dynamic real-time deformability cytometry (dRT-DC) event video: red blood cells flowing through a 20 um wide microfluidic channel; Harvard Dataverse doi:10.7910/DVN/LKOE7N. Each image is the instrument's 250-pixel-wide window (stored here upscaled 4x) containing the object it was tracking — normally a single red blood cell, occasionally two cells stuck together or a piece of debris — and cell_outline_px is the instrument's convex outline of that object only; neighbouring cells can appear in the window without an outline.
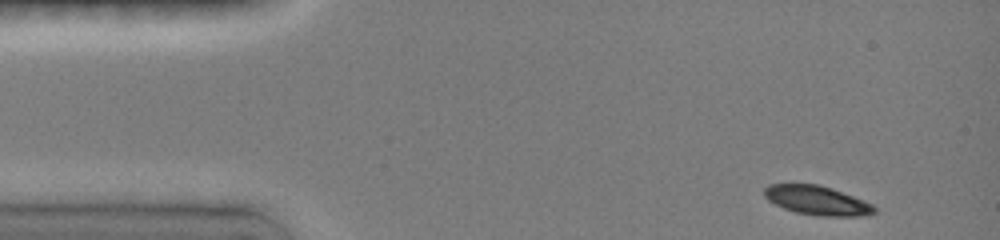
{"species": "common noctule bat (a hibernating species)", "species_latin": "Nyctalus noctula", "temperature_condition": "room temperature", "stored_images_in_passage": 32, "camera_frame_rate_fps": 3000, "um_per_image_px": 0.085, "animal": {"sex": "female", "body_mass_g": 19.0, "forearm_length_mm": 51.5}, "frame": {"image": 1, "passage_image": 1, "time_ms": 0.0, "image_size_px": [1000, 240], "cell_outline_px": [[876, 212], [864, 216], [816, 216], [796, 212], [784, 208], [768, 200], [764, 196], [764, 188], [768, 184], [820, 184], [832, 188], [864, 200], [872, 204], [876, 208]], "centroid_in_image_um": [69.46, 17.03], "position_along_channel_um": 15.5, "area_um2": 18.79}}
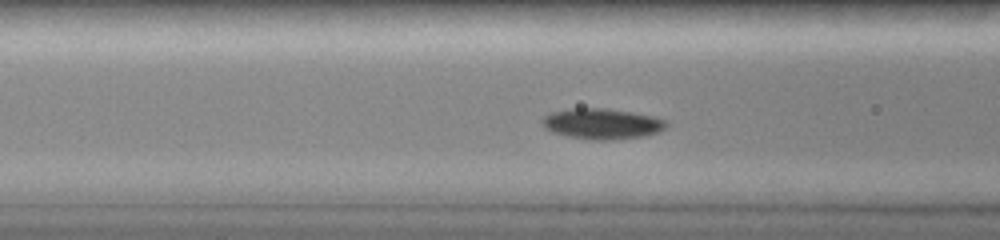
{"frame": {"image": 2, "passage_image": 16, "time_ms": 4.667, "image_size_px": [1000, 240], "cell_outline_px": [[668, 124], [660, 132], [644, 136], [612, 140], [588, 140], [568, 136], [552, 132], [544, 128], [540, 120], [548, 112], [568, 108], [608, 108], [656, 116], [664, 120]], "centroid_in_image_um": [51.14, 10.51], "position_along_channel_um": 115.5, "area_um2": 22.6}}
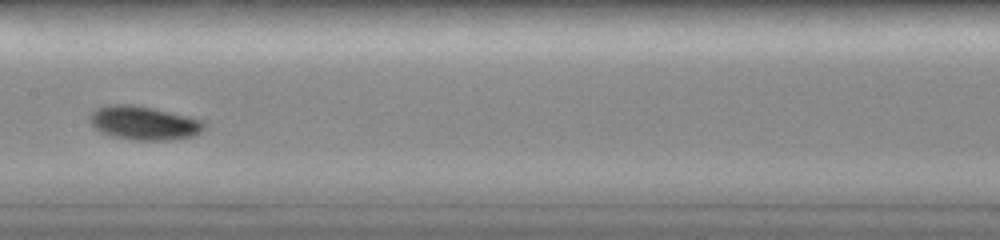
{"frame": {"image": 3, "passage_image": 24, "time_ms": 6.667, "image_size_px": [1000, 240], "cell_outline_px": [[208, 128], [192, 136], [172, 140], [132, 140], [112, 136], [100, 132], [92, 128], [88, 120], [88, 116], [96, 108], [112, 104], [132, 104], [152, 108], [188, 116], [204, 120], [208, 124]], "centroid_in_image_um": [12.23, 10.46], "position_along_channel_um": 195.2, "area_um2": 22.95}}